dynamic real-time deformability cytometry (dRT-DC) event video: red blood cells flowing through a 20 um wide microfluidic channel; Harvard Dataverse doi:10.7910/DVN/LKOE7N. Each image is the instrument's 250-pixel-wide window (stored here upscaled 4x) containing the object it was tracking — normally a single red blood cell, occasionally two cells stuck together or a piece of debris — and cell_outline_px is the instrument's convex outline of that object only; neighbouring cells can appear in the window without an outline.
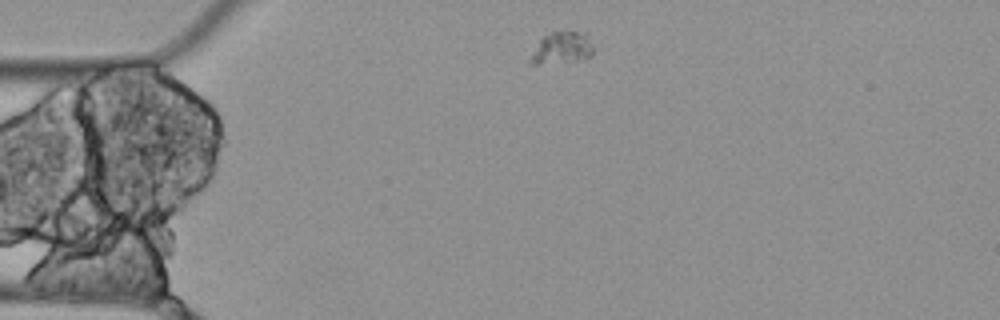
{"species": "Egyptian fruit bat (a non-hibernating species)", "species_latin": "Rousettus aegyptiacus", "temperature_condition": "cold", "stored_images_in_passage": 2, "camera_frame_rate_fps": 3000, "um_per_image_px": 0.085, "animal": {"sex": "female"}, "frame": {"image": 1, "passage_image": 1, "time_ms": 0.0, "image_size_px": [1000, 320], "cell_outline_px": [[592, 56], [584, 60], [536, 64], [528, 64], [528, 60], [540, 40], [544, 36], [552, 32], [576, 32], [584, 36], [592, 44]], "centroid_in_image_um": [47.72, 4.12], "position_along_channel_um": 37.3, "area_um2": 11.33}}